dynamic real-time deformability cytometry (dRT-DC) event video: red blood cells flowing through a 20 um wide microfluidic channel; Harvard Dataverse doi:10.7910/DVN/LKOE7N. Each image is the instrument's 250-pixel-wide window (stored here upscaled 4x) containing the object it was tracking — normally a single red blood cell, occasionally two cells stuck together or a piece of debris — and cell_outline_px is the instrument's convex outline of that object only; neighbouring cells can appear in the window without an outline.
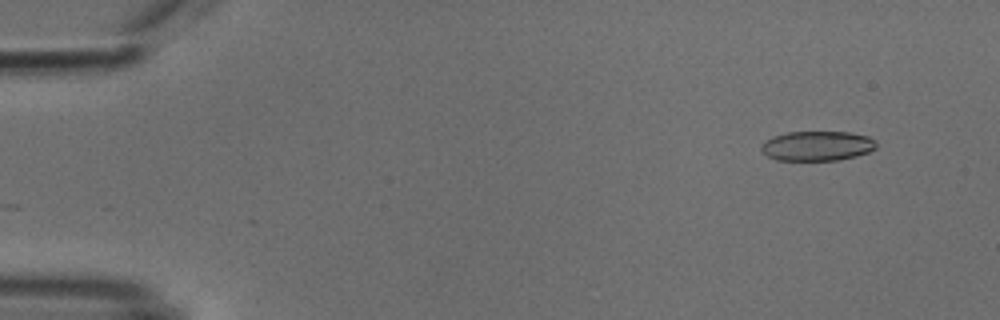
{"species": "common noctule bat (a hibernating species)", "species_latin": "Nyctalus noctula", "temperature_condition": "cold", "stored_images_in_passage": 52, "camera_frame_rate_fps": 3000, "um_per_image_px": 0.085, "animal": {"sex": "male", "body_mass_g": 18.8}, "frame": {"image": 1, "passage_image": 4, "time_ms": 1.0, "image_size_px": [1000, 320], "cell_outline_px": [[876, 148], [868, 152], [856, 156], [840, 160], [776, 160], [768, 156], [760, 148], [760, 144], [772, 136], [788, 132], [848, 132], [868, 136], [876, 140]], "centroid_in_image_um": [69.46, 12.4], "position_along_channel_um": 15.5, "area_um2": 20.0}}
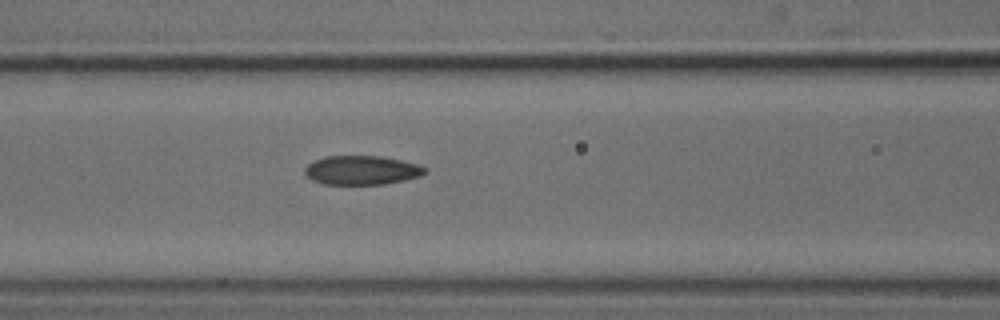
{"frame": {"image": 2, "passage_image": 22, "time_ms": 7.0, "image_size_px": [1000, 320], "cell_outline_px": [[428, 168], [420, 176], [404, 180], [384, 184], [320, 184], [312, 180], [304, 172], [304, 168], [312, 160], [324, 156], [380, 156], [420, 164]], "centroid_in_image_um": [30.72, 14.46], "position_along_channel_um": 135.9, "area_um2": 20.46}}
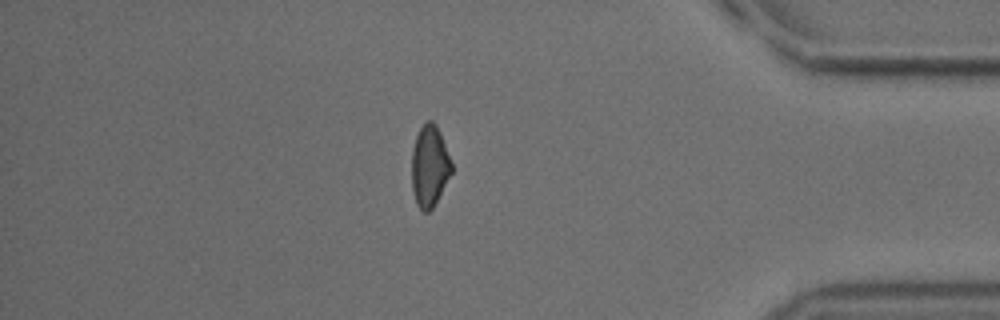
{"frame": {"image": 3, "passage_image": 45, "time_ms": 14.667, "image_size_px": [1000, 320], "cell_outline_px": [[452, 172], [432, 208], [428, 212], [424, 212], [416, 204], [412, 188], [412, 148], [416, 136], [420, 128], [428, 120], [432, 120], [436, 124], [440, 132], [452, 164]], "centroid_in_image_um": [36.5, 14.1], "position_along_channel_um": 398.7, "area_um2": 18.73}, "authors_computed_cell_mechanics": {"area_um2": 20.4901, "velocity_mm_per_s": 3.8315, "shape_relaxation_time_tau1_ms": 9.4641, "shape_relaxation_time_tau2_ms": 3.057, "deformation_change_tau1": 0.187, "deformation_change_tau2": 0.0923}}